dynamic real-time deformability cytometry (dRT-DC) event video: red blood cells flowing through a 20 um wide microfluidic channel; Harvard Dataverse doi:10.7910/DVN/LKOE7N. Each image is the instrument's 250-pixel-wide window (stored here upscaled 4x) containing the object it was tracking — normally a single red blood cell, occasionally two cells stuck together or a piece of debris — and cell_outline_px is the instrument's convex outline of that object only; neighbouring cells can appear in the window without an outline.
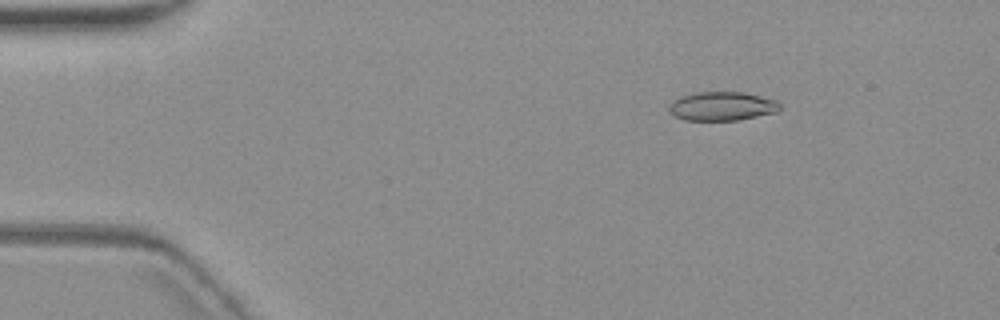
{"species": "common noctule bat (a hibernating species)", "species_latin": "Nyctalus noctula", "temperature_condition": "warm", "stored_images_in_passage": 7, "camera_frame_rate_fps": 3000, "um_per_image_px": 0.085, "animal": {"sex": "female", "body_mass_g": 19.3, "forearm_length_mm": 54.1}, "frame": {"image": 1, "passage_image": 1, "time_ms": 0.0, "image_size_px": [1000, 320], "cell_outline_px": [[780, 108], [776, 112], [736, 120], [684, 120], [668, 112], [668, 108], [680, 96], [692, 92], [744, 92], [776, 100], [780, 104]], "centroid_in_image_um": [61.36, 9.02], "position_along_channel_um": 23.6, "area_um2": 18.5}}
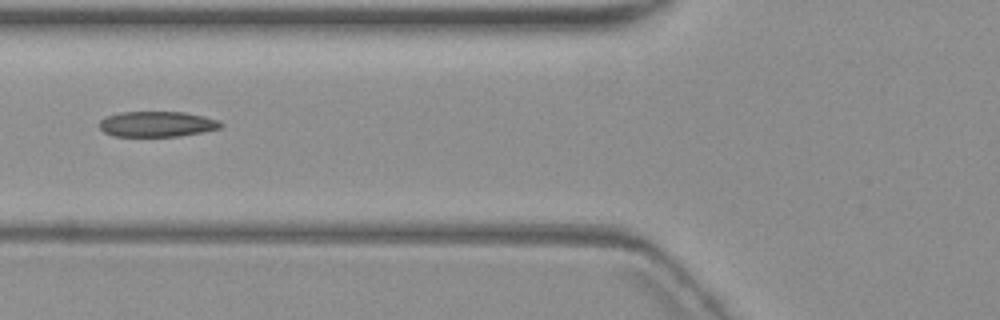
{"frame": {"image": 2, "passage_image": 5, "time_ms": 4.667, "image_size_px": [1000, 320], "cell_outline_px": [[224, 124], [220, 128], [180, 136], [112, 136], [104, 132], [100, 128], [100, 120], [108, 116], [120, 112], [184, 112], [204, 116], [220, 120]], "centroid_in_image_um": [13.36, 10.54], "position_along_channel_um": 112.4, "area_um2": 17.98}}
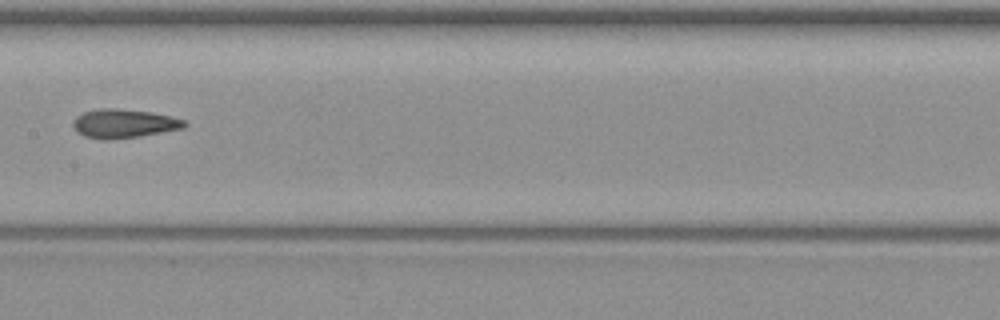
{"frame": {"image": 3, "passage_image": 7, "time_ms": 7.0, "image_size_px": [1000, 320], "cell_outline_px": [[188, 124], [184, 128], [140, 136], [112, 140], [100, 140], [84, 136], [76, 132], [72, 124], [72, 120], [76, 116], [84, 112], [96, 108], [116, 108], [152, 112], [172, 116], [184, 120]], "centroid_in_image_um": [10.49, 10.5], "position_along_channel_um": 196.9, "area_um2": 19.07}}